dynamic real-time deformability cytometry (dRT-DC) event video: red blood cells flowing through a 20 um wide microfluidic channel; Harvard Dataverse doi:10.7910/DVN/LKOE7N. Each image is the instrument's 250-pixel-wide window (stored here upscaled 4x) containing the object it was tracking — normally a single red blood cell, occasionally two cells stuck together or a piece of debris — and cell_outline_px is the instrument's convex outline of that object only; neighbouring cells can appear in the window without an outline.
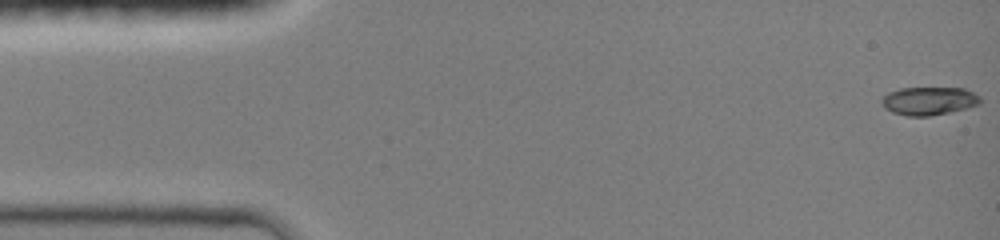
{"species": "common noctule bat (a hibernating species)", "species_latin": "Nyctalus noctula", "temperature_condition": "room temperature", "stored_images_in_passage": 46, "camera_frame_rate_fps": 3000, "um_per_image_px": 0.085, "animal": {"sex": "female", "body_mass_g": 19.0, "forearm_length_mm": 51.5}, "frame": {"image": 1, "passage_image": 1, "time_ms": 0.0, "image_size_px": [1000, 240], "cell_outline_px": [[980, 104], [948, 112], [928, 116], [908, 116], [892, 112], [884, 108], [880, 100], [888, 92], [900, 88], [964, 88], [980, 96]], "centroid_in_image_um": [78.92, 8.57], "position_along_channel_um": 6.1, "area_um2": 16.07}}
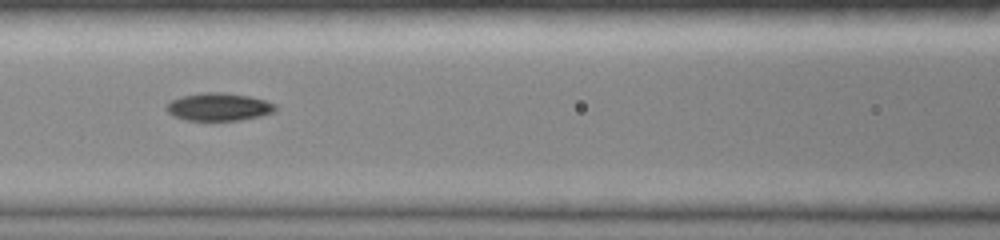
{"frame": {"image": 2, "passage_image": 20, "time_ms": 6.333, "image_size_px": [1000, 240], "cell_outline_px": [[276, 108], [272, 112], [260, 116], [240, 120], [188, 120], [172, 116], [168, 112], [164, 104], [172, 100], [184, 96], [200, 92], [224, 92], [248, 96], [264, 100], [276, 104]], "centroid_in_image_um": [18.56, 9.08], "position_along_channel_um": 148.0, "area_um2": 17.57}}
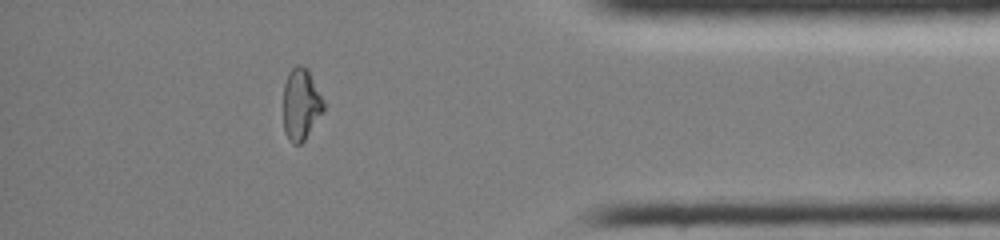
{"frame": {"image": 3, "passage_image": 40, "time_ms": 13.0, "image_size_px": [1000, 240], "cell_outline_px": [[324, 112], [304, 140], [300, 144], [292, 144], [284, 132], [284, 84], [288, 72], [296, 64], [300, 64], [308, 68], [324, 100]], "centroid_in_image_um": [25.6, 8.84], "position_along_channel_um": 409.6, "area_um2": 17.05}, "authors_computed_cell_mechanics": {"area_um2": 16.9354, "velocity_mm_per_s": 4.2262, "shape_relaxation_time_tau1_ms": 4.2874, "shape_relaxation_time_tau2_ms": null, "deformation_change_tau1": 0.1835, "deformation_change_tau2": null}}